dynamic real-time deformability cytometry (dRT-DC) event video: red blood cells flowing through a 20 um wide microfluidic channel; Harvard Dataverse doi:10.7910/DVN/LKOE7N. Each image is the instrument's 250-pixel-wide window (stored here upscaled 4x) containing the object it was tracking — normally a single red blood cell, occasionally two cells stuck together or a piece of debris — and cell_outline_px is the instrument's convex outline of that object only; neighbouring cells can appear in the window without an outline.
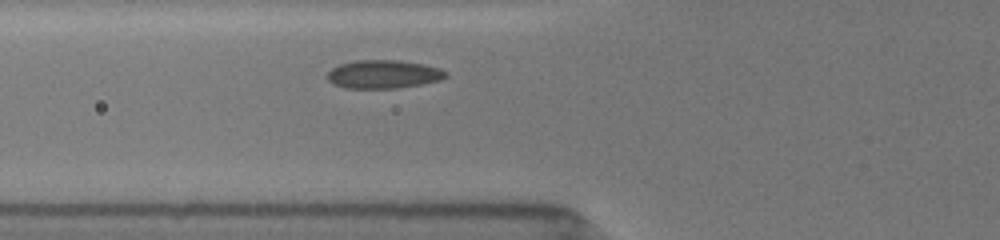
{"species": "common noctule bat (a hibernating species)", "species_latin": "Nyctalus noctula", "temperature_condition": "room temperature", "stored_images_in_passage": 9, "camera_frame_rate_fps": 3000, "um_per_image_px": 0.085, "animal": {"sex": "female", "body_mass_g": 19.5, "forearm_length_mm": 54.1}, "frame": {"image": 1, "passage_image": 9, "time_ms": 6.667, "image_size_px": [1000, 240], "cell_outline_px": [[448, 76], [440, 80], [420, 84], [396, 88], [344, 88], [332, 84], [324, 76], [332, 68], [340, 64], [356, 60], [400, 60], [424, 64], [440, 68], [448, 72]], "centroid_in_image_um": [32.57, 6.31], "position_along_channel_um": 93.2, "area_um2": 19.77}}